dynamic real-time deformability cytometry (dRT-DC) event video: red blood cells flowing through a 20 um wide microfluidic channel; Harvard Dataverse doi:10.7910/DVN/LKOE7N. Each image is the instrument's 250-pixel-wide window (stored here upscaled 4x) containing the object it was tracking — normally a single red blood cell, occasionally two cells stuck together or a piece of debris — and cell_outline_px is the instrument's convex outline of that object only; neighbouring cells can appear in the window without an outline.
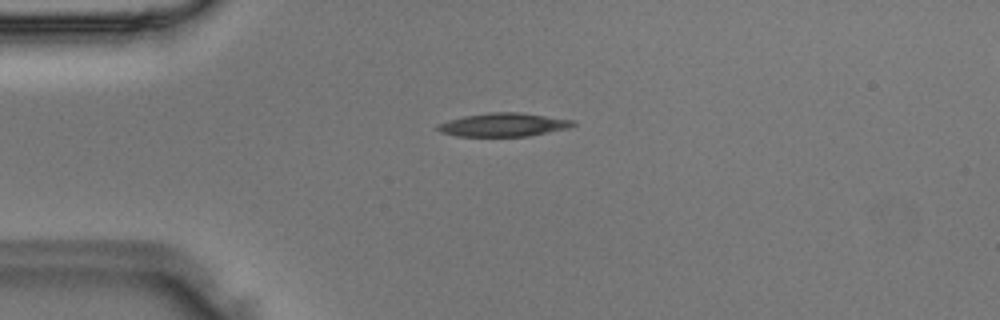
{"species": "Egyptian fruit bat (a non-hibernating species)", "species_latin": "Rousettus aegyptiacus", "temperature_condition": "room temperature", "stored_images_in_passage": 37, "camera_frame_rate_fps": 3000, "um_per_image_px": 0.085, "animal": {"sex": "male"}, "frame": {"image": 1, "passage_image": 1, "time_ms": 0.0, "image_size_px": [1000, 320], "cell_outline_px": [[576, 124], [568, 128], [528, 136], [456, 136], [440, 132], [436, 128], [436, 124], [448, 120], [464, 116], [488, 112], [516, 112], [572, 120]], "centroid_in_image_um": [42.72, 10.61], "position_along_channel_um": 42.3, "area_um2": 18.32}}
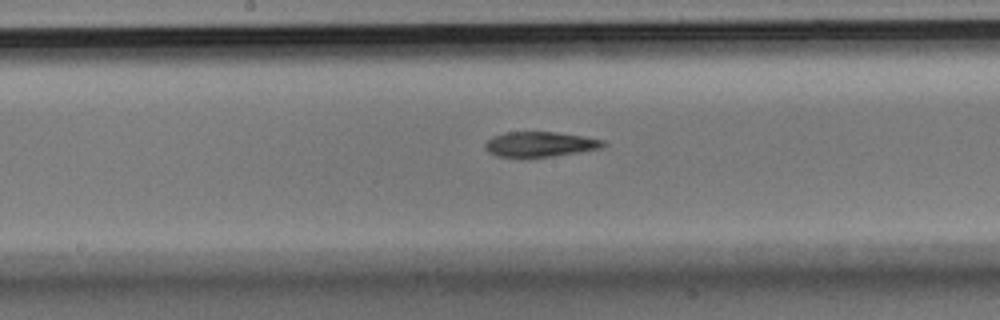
{"frame": {"image": 2, "passage_image": 14, "time_ms": 4.333, "image_size_px": [1000, 320], "cell_outline_px": [[608, 144], [604, 148], [580, 152], [552, 156], [496, 156], [488, 152], [484, 148], [484, 144], [492, 136], [508, 132], [552, 132], [580, 136], [604, 140]], "centroid_in_image_um": [45.92, 12.26], "position_along_channel_um": 202.3, "area_um2": 17.05}}
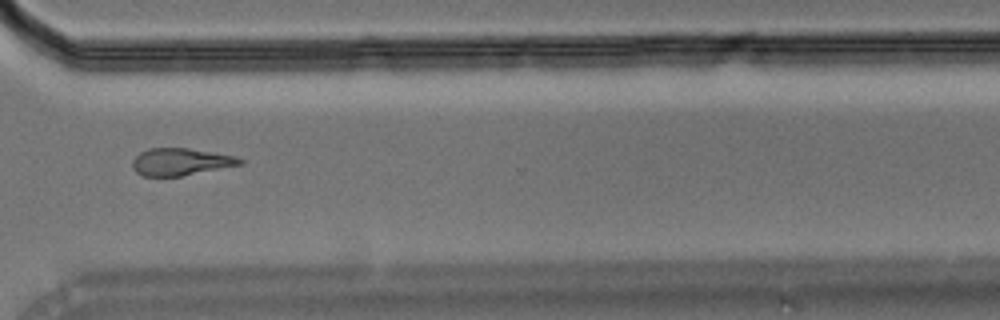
{"frame": {"image": 3, "passage_image": 25, "time_ms": 8.0, "image_size_px": [1000, 320], "cell_outline_px": [[244, 164], [180, 176], [140, 176], [132, 168], [132, 160], [140, 152], [148, 148], [188, 148], [236, 156], [244, 160]], "centroid_in_image_um": [15.34, 13.75], "position_along_channel_um": 355.3, "area_um2": 17.11}}